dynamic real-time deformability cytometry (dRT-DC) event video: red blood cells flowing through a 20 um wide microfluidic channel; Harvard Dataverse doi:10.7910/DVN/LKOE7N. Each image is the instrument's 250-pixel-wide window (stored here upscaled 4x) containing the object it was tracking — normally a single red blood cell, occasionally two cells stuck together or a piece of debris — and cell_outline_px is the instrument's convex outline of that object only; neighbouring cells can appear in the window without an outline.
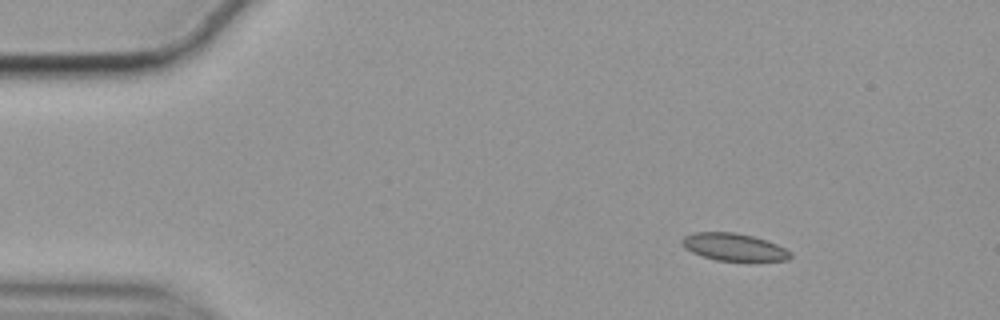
{"species": "common noctule bat (a hibernating species)", "species_latin": "Nyctalus noctula", "temperature_condition": "cold", "stored_images_in_passage": 50, "camera_frame_rate_fps": 3000, "um_per_image_px": 0.085, "animal": {"sex": "female", "body_mass_g": 19.9}, "frame": {"image": 1, "passage_image": 1, "time_ms": 0.0, "image_size_px": [1000, 320], "cell_outline_px": [[792, 256], [788, 260], [716, 260], [692, 252], [684, 248], [680, 244], [680, 240], [684, 236], [696, 232], [732, 232], [752, 236], [776, 244], [792, 252]], "centroid_in_image_um": [62.34, 20.99], "position_along_channel_um": 22.7, "area_um2": 17.05}}
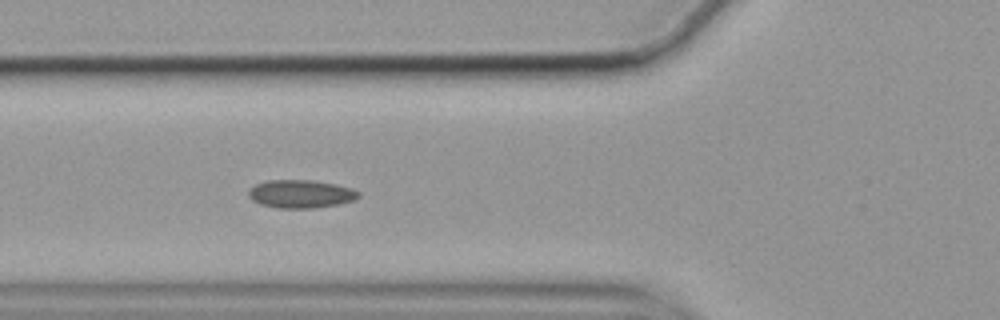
{"frame": {"image": 2, "passage_image": 14, "time_ms": 4.333, "image_size_px": [1000, 320], "cell_outline_px": [[360, 196], [352, 200], [340, 204], [312, 208], [276, 208], [260, 204], [252, 200], [248, 196], [248, 192], [256, 184], [268, 180], [312, 180], [336, 184], [352, 188], [360, 192]], "centroid_in_image_um": [25.57, 16.48], "position_along_channel_um": 100.2, "area_um2": 18.03}}
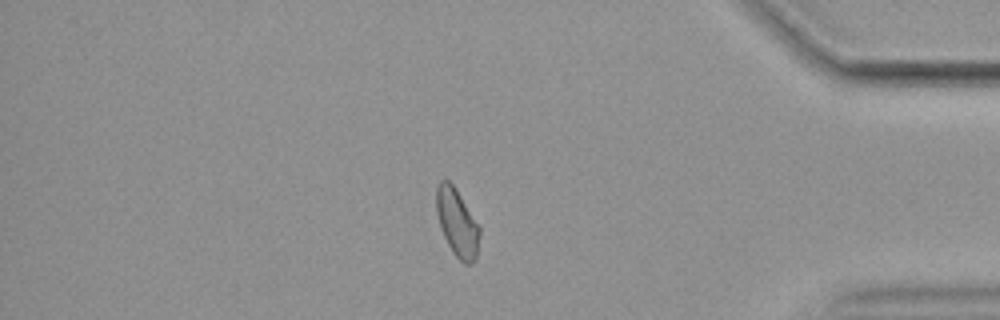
{"frame": {"image": 3, "passage_image": 42, "time_ms": 13.667, "image_size_px": [1000, 320], "cell_outline_px": [[480, 236], [476, 256], [472, 264], [464, 264], [452, 252], [440, 228], [436, 212], [436, 188], [440, 180], [448, 180], [452, 184], [480, 228]], "centroid_in_image_um": [38.83, 18.95], "position_along_channel_um": 396.4, "area_um2": 16.76}, "authors_computed_cell_mechanics": {"area_um2": 17.1666, "velocity_mm_per_s": 3.5067, "shape_relaxation_time_tau1_ms": null, "shape_relaxation_time_tau2_ms": 2.98, "deformation_change_tau1": null, "deformation_change_tau2": 0.0752}}